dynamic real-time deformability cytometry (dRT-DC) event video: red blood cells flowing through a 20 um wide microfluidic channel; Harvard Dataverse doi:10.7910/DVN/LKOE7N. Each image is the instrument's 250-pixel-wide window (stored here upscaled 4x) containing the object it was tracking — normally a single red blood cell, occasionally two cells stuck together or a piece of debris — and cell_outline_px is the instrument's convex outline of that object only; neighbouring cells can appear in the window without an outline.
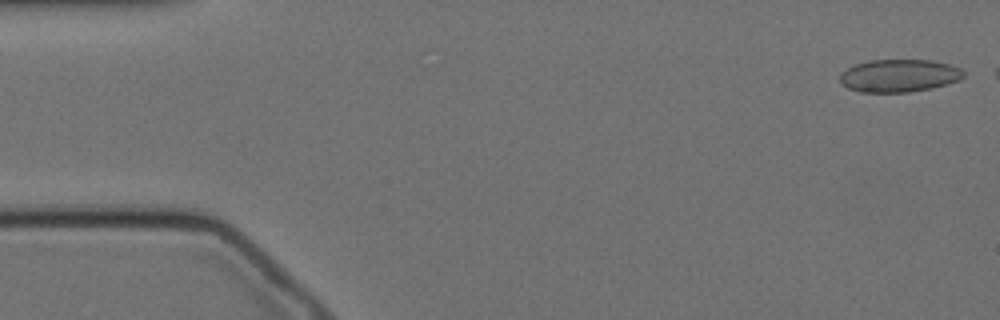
{"species": "Egyptian fruit bat (a non-hibernating species)", "species_latin": "Rousettus aegyptiacus", "temperature_condition": "cold", "stored_images_in_passage": 49, "camera_frame_rate_fps": 3000, "um_per_image_px": 0.085, "animal": {"sex": "female"}, "frame": {"image": 1, "passage_image": 1, "time_ms": 0.0, "image_size_px": [1000, 320], "cell_outline_px": [[964, 76], [960, 80], [948, 84], [932, 88], [908, 92], [860, 92], [848, 88], [840, 84], [840, 72], [856, 64], [868, 60], [932, 60], [948, 64], [960, 68], [964, 72]], "centroid_in_image_um": [76.41, 6.43], "position_along_channel_um": 8.6, "area_um2": 23.7}}
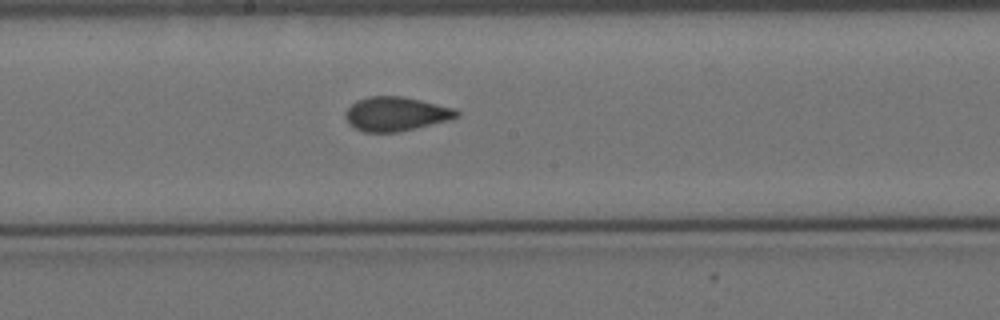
{"frame": {"image": 2, "passage_image": 29, "time_ms": 9.333, "image_size_px": [1000, 320], "cell_outline_px": [[460, 116], [448, 120], [396, 132], [364, 132], [348, 124], [344, 116], [344, 112], [356, 100], [368, 96], [404, 96], [456, 108], [460, 112]], "centroid_in_image_um": [33.64, 9.67], "position_along_channel_um": 214.6, "area_um2": 22.2}}
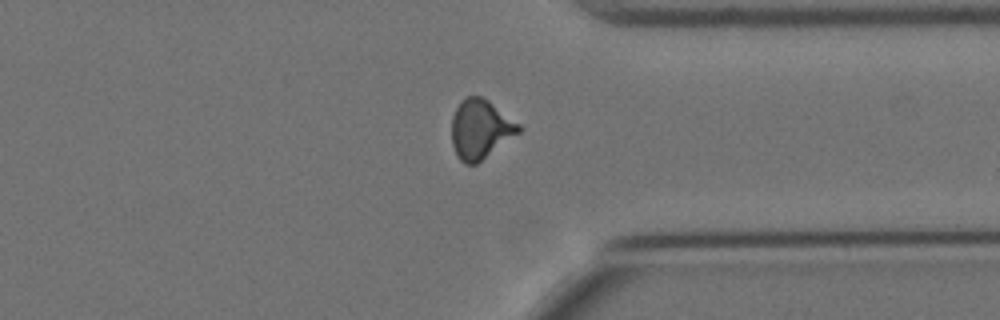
{"frame": {"image": 3, "passage_image": 43, "time_ms": 14.0, "image_size_px": [1000, 320], "cell_outline_px": [[524, 128], [520, 132], [476, 164], [464, 164], [456, 156], [452, 144], [452, 116], [460, 100], [464, 96], [480, 96], [488, 100], [520, 124]], "centroid_in_image_um": [40.82, 10.97], "position_along_channel_um": 370.6, "area_um2": 23.24}, "authors_computed_cell_mechanics": {"area_um2": 22.542, "velocity_mm_per_s": 3.4309, "shape_relaxation_time_tau1_ms": null, "shape_relaxation_time_tau2_ms": 1.2098, "deformation_change_tau1": null, "deformation_change_tau2": 0.0476}}